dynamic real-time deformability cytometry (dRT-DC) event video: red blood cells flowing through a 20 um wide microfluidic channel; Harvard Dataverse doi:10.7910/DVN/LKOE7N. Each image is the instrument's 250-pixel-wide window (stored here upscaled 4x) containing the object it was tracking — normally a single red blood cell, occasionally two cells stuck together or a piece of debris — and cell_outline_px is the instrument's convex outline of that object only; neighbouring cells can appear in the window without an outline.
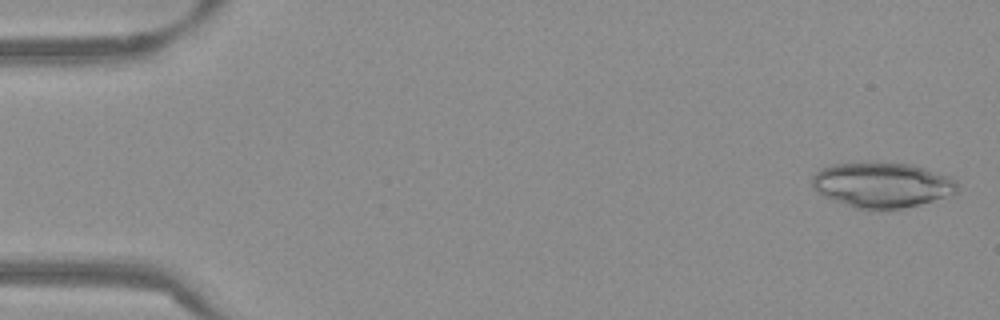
{"species": "Egyptian fruit bat (a non-hibernating species)", "species_latin": "Rousettus aegyptiacus", "temperature_condition": "warm", "stored_images_in_passage": 53, "camera_frame_rate_fps": 3000, "um_per_image_px": 0.085, "frame": {"image": 1, "passage_image": 2, "time_ms": 0.333, "image_size_px": [1000, 320], "cell_outline_px": [[960, 188], [956, 192], [932, 200], [900, 208], [856, 208], [832, 200], [816, 192], [812, 188], [812, 176], [820, 168], [832, 164], [908, 164], [924, 168], [948, 176], [956, 180]], "centroid_in_image_um": [74.93, 15.72], "position_along_channel_um": 10.1, "area_um2": 37.28}}
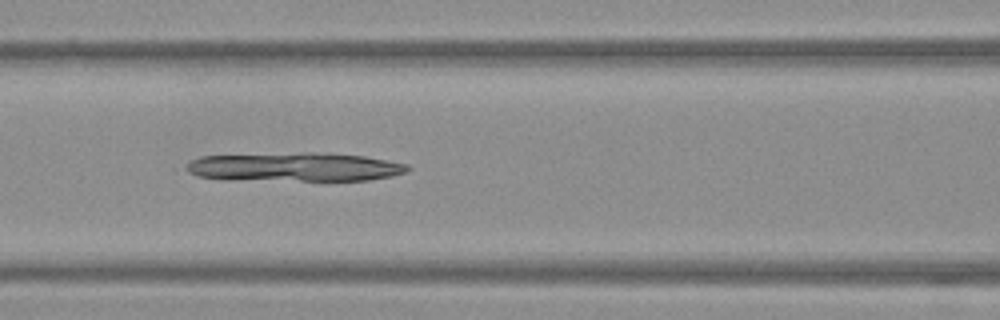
{"frame": {"image": 2, "passage_image": 23, "time_ms": 7.333, "image_size_px": [1000, 320], "cell_outline_px": [[412, 168], [408, 172], [392, 176], [368, 180], [224, 180], [200, 176], [176, 168], [200, 156], [304, 152], [328, 152], [364, 156], [408, 164]], "centroid_in_image_um": [24.98, 14.19], "position_along_channel_um": 141.6, "area_um2": 37.97}}
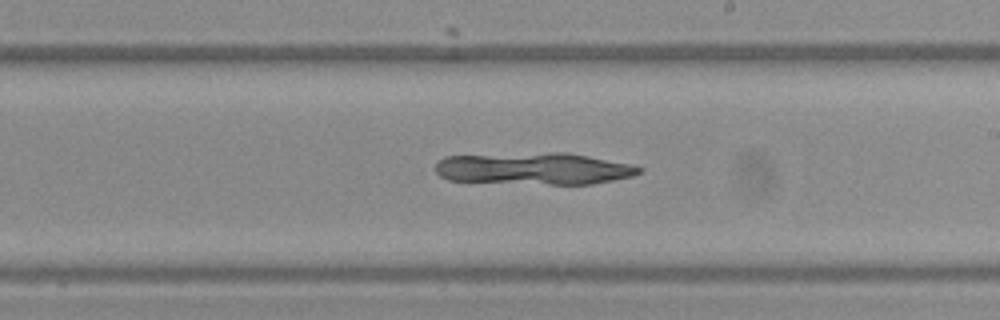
{"frame": {"image": 3, "passage_image": 31, "time_ms": 10.0, "image_size_px": [1000, 320], "cell_outline_px": [[644, 172], [632, 176], [592, 184], [548, 184], [448, 180], [432, 172], [436, 160], [444, 156], [548, 152], [568, 152], [628, 164], [644, 168]], "centroid_in_image_um": [45.32, 14.32], "position_along_channel_um": 243.7, "area_um2": 38.15}}